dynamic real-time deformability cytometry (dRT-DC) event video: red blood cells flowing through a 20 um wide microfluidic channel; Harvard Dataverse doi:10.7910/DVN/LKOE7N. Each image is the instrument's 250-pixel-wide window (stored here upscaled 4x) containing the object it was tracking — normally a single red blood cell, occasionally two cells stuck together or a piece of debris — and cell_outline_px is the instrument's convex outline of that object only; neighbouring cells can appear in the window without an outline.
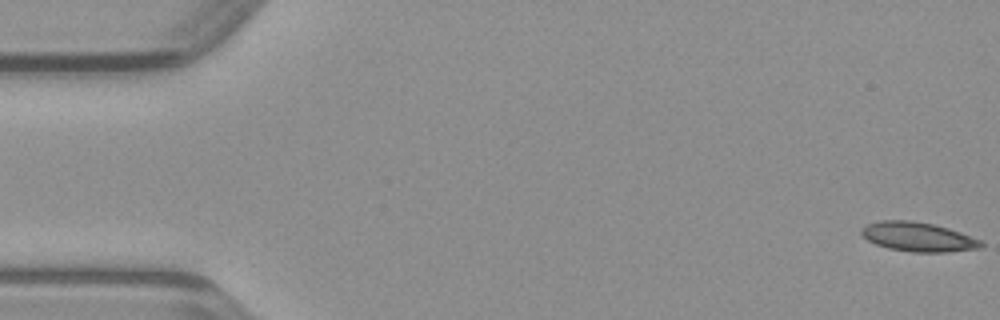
{"species": "common noctule bat (a hibernating species)", "species_latin": "Nyctalus noctula", "temperature_condition": "warm", "stored_images_in_passage": 48, "camera_frame_rate_fps": 3000, "um_per_image_px": 0.085, "animal": {"sex": "male", "body_mass_g": 23.1, "forearm_length_mm": 52.7}, "frame": {"image": 1, "passage_image": 1, "time_ms": 0.0, "image_size_px": [1000, 320], "cell_outline_px": [[984, 244], [980, 248], [948, 252], [912, 252], [888, 248], [876, 244], [868, 240], [860, 232], [860, 228], [868, 224], [880, 220], [912, 220], [932, 224], [948, 228], [960, 232], [980, 240]], "centroid_in_image_um": [78.02, 20.13], "position_along_channel_um": 7.0, "area_um2": 20.35}}
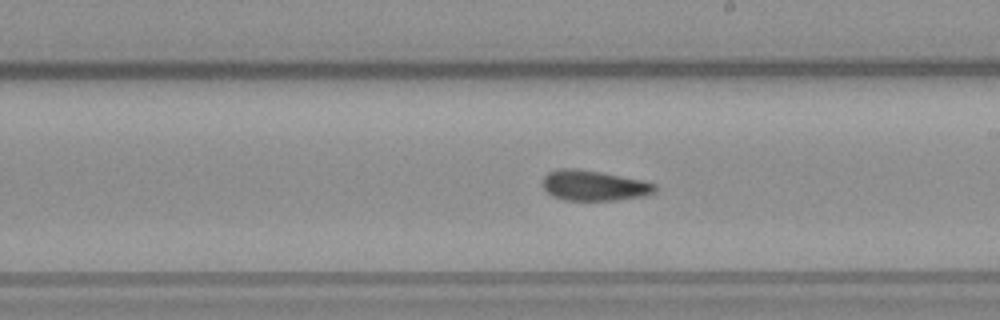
{"frame": {"image": 2, "passage_image": 27, "time_ms": 8.667, "image_size_px": [1000, 320], "cell_outline_px": [[656, 192], [644, 196], [616, 200], [564, 200], [552, 196], [544, 188], [544, 176], [548, 172], [560, 168], [580, 168], [644, 180], [656, 184]], "centroid_in_image_um": [50.51, 15.76], "position_along_channel_um": 238.5, "area_um2": 20.0}}
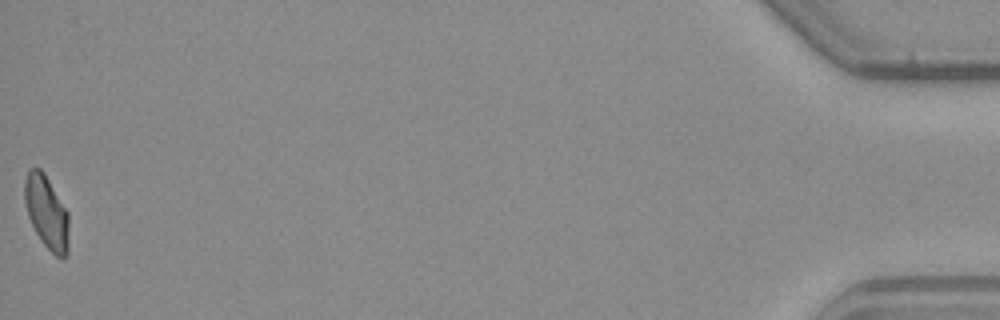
{"frame": {"image": 3, "passage_image": 48, "time_ms": 15.667, "image_size_px": [1000, 320], "cell_outline_px": [[68, 252], [64, 260], [60, 260], [40, 240], [28, 216], [24, 200], [24, 180], [28, 172], [32, 168], [40, 168], [44, 172], [68, 212]], "centroid_in_image_um": [3.97, 18.06], "position_along_channel_um": 431.2, "area_um2": 18.9}}